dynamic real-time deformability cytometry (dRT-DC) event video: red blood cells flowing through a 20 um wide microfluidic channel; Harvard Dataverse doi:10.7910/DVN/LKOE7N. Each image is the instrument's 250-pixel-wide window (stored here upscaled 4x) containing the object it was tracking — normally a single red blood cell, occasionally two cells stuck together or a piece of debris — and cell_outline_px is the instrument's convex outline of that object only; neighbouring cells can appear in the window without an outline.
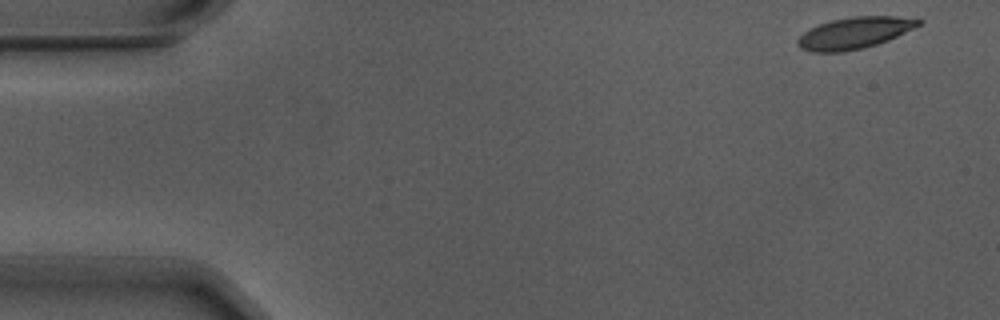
{"species": "Egyptian fruit bat (a non-hibernating species)", "species_latin": "Rousettus aegyptiacus", "temperature_condition": "warm", "stored_images_in_passage": 13, "camera_frame_rate_fps": 3000, "um_per_image_px": 0.085, "animal": {"sex": "male"}, "frame": {"image": 1, "passage_image": 1, "time_ms": 0.0, "image_size_px": [1000, 320], "cell_outline_px": [[924, 20], [920, 24], [888, 40], [864, 48], [840, 52], [812, 52], [800, 48], [796, 44], [796, 40], [804, 32], [820, 24], [832, 20], [852, 16], [896, 16]], "centroid_in_image_um": [72.59, 2.8], "position_along_channel_um": 12.4, "area_um2": 21.96}}